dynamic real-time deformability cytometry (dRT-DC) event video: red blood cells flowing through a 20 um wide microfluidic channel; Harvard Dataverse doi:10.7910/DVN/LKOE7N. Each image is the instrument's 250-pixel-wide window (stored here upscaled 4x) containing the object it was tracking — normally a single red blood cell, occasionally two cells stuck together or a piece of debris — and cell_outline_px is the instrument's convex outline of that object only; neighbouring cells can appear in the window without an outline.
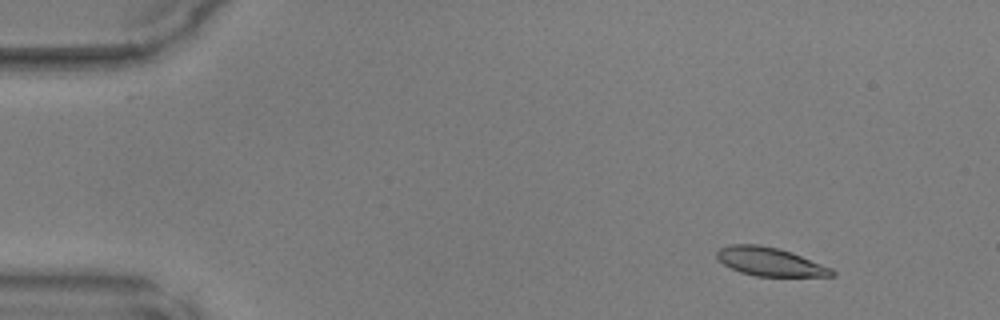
{"species": "common noctule bat (a hibernating species)", "species_latin": "Nyctalus noctula", "temperature_condition": "warm", "stored_images_in_passage": 48, "camera_frame_rate_fps": 3000, "um_per_image_px": 0.085, "animal": {"sex": "male", "body_mass_g": 17.9, "forearm_length_mm": 54.2}, "frame": {"image": 1, "passage_image": 5, "time_ms": 1.333, "image_size_px": [1000, 320], "cell_outline_px": [[836, 276], [756, 276], [740, 272], [724, 264], [716, 256], [716, 252], [720, 248], [728, 244], [756, 244], [776, 248], [792, 252], [832, 268], [836, 272]], "centroid_in_image_um": [65.46, 22.24], "position_along_channel_um": 19.5, "area_um2": 19.02}}
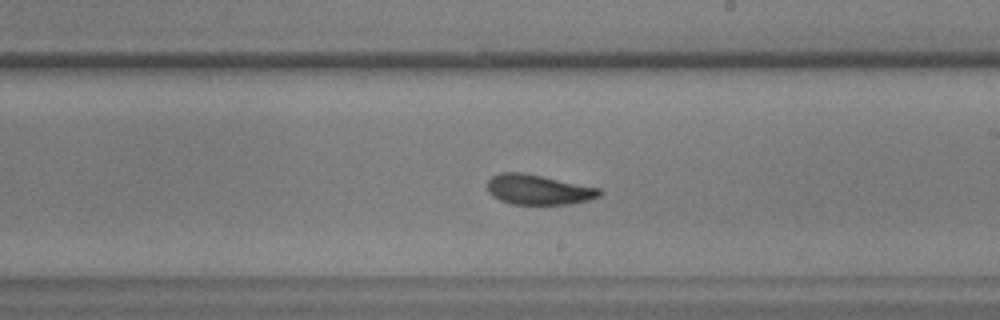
{"frame": {"image": 2, "passage_image": 28, "time_ms": 9.0, "image_size_px": [1000, 320], "cell_outline_px": [[604, 192], [600, 196], [588, 200], [572, 204], [512, 204], [500, 200], [492, 196], [488, 192], [488, 180], [492, 176], [500, 172], [524, 172], [600, 188]], "centroid_in_image_um": [45.77, 16.11], "position_along_channel_um": 243.2, "area_um2": 19.77}}
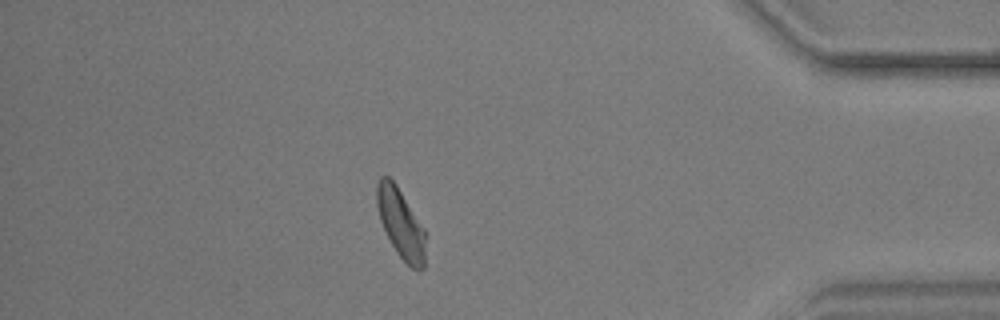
{"frame": {"image": 3, "passage_image": 42, "time_ms": 13.667, "image_size_px": [1000, 320], "cell_outline_px": [[424, 268], [420, 272], [416, 272], [396, 252], [380, 220], [376, 204], [376, 184], [380, 176], [388, 176], [396, 184], [424, 228]], "centroid_in_image_um": [34.05, 18.98], "position_along_channel_um": 401.2, "area_um2": 19.48}}